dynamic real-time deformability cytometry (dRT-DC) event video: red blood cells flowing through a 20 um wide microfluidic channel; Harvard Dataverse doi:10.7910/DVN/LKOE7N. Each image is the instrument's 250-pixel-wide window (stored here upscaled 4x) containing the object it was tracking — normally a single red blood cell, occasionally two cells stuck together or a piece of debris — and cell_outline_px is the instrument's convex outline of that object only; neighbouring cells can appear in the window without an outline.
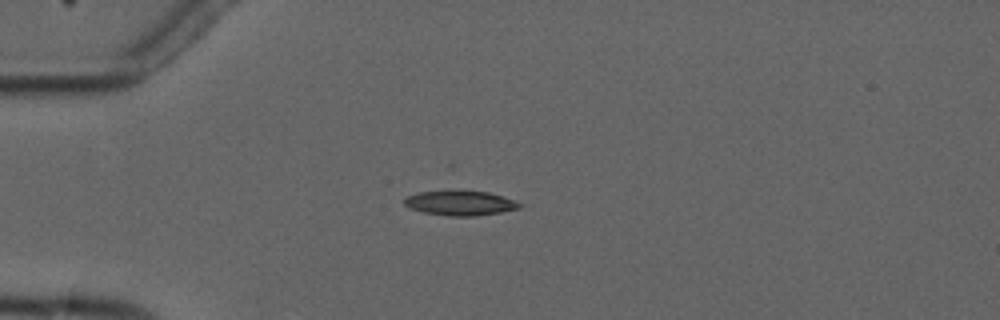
{"species": "common noctule bat (a hibernating species)", "species_latin": "Nyctalus noctula", "temperature_condition": "cold", "stored_images_in_passage": 7, "camera_frame_rate_fps": 3000, "um_per_image_px": 0.085, "animal": {"sex": "male", "forearm_length_mm": 52.5}, "frame": {"image": 1, "passage_image": 3, "time_ms": 2.333, "image_size_px": [1000, 320], "cell_outline_px": [[524, 204], [520, 208], [500, 212], [476, 216], [448, 216], [424, 212], [408, 208], [404, 204], [404, 200], [408, 196], [420, 192], [488, 192]], "centroid_in_image_um": [39.12, 17.29], "position_along_channel_um": 45.9, "area_um2": 16.07}}
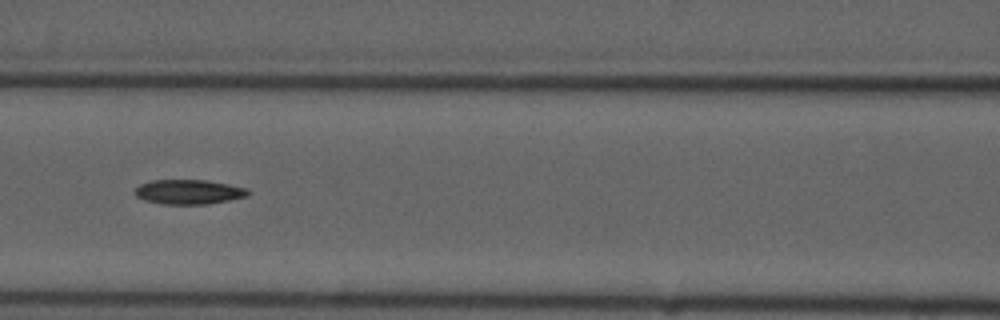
{"frame": {"image": 2, "passage_image": 6, "time_ms": 5.667, "image_size_px": [1000, 320], "cell_outline_px": [[248, 196], [208, 204], [164, 204], [144, 200], [136, 196], [136, 188], [140, 184], [152, 180], [204, 180], [228, 184], [248, 188]], "centroid_in_image_um": [16.04, 16.31], "position_along_channel_um": 150.6, "area_um2": 16.07}}
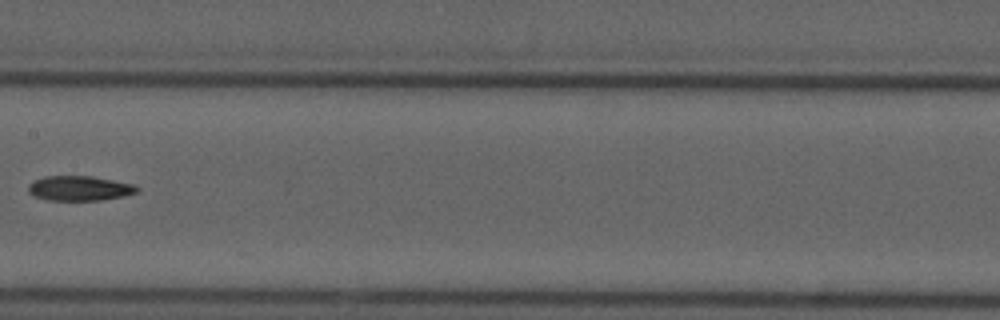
{"frame": {"image": 3, "passage_image": 7, "time_ms": 7.0, "image_size_px": [1000, 320], "cell_outline_px": [[140, 188], [136, 192], [124, 196], [100, 200], [48, 200], [32, 196], [28, 192], [28, 184], [44, 176], [92, 176], [132, 184]], "centroid_in_image_um": [6.72, 16.01], "position_along_channel_um": 200.7, "area_um2": 15.66}}